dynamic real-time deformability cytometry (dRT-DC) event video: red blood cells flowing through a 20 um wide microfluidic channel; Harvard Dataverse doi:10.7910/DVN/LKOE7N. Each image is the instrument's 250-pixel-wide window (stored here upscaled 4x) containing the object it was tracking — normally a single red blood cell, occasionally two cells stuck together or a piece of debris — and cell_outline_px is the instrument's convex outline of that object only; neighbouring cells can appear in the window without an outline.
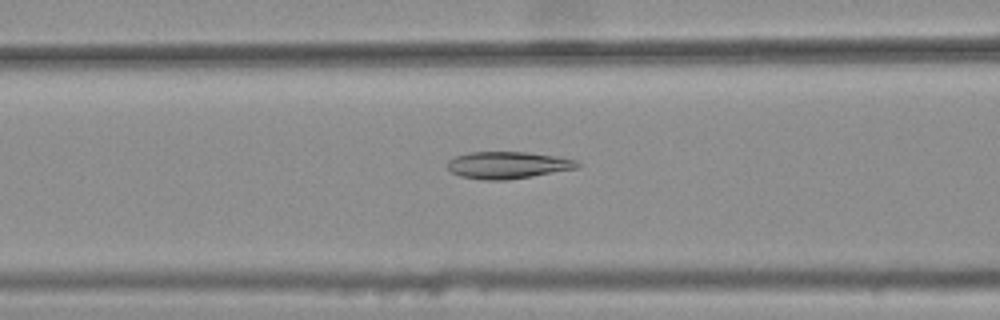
{"species": "common noctule bat (a hibernating species)", "species_latin": "Nyctalus noctula", "temperature_condition": "warm", "stored_images_in_passage": 39, "camera_frame_rate_fps": 3000, "um_per_image_px": 0.085, "animal": {"sex": "female", "body_mass_g": 25.1}, "frame": {"image": 1, "passage_image": 14, "time_ms": 4.333, "image_size_px": [1000, 320], "cell_outline_px": [[580, 168], [508, 180], [484, 180], [460, 176], [452, 172], [448, 168], [448, 160], [456, 156], [468, 152], [524, 152], [556, 156], [576, 160], [580, 164]], "centroid_in_image_um": [43.17, 14.03], "position_along_channel_um": 123.4, "area_um2": 20.46}}
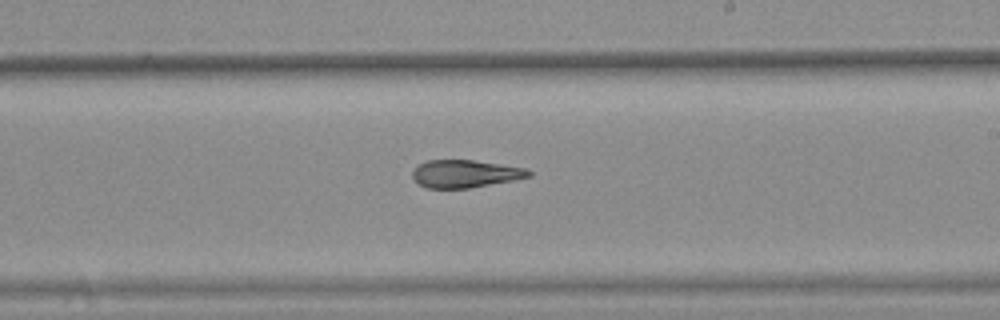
{"frame": {"image": 2, "passage_image": 24, "time_ms": 7.667, "image_size_px": [1000, 320], "cell_outline_px": [[532, 176], [516, 180], [468, 188], [428, 188], [420, 184], [412, 176], [412, 172], [420, 164], [428, 160], [472, 160], [528, 168], [532, 172]], "centroid_in_image_um": [39.61, 14.77], "position_along_channel_um": 249.4, "area_um2": 18.67}}
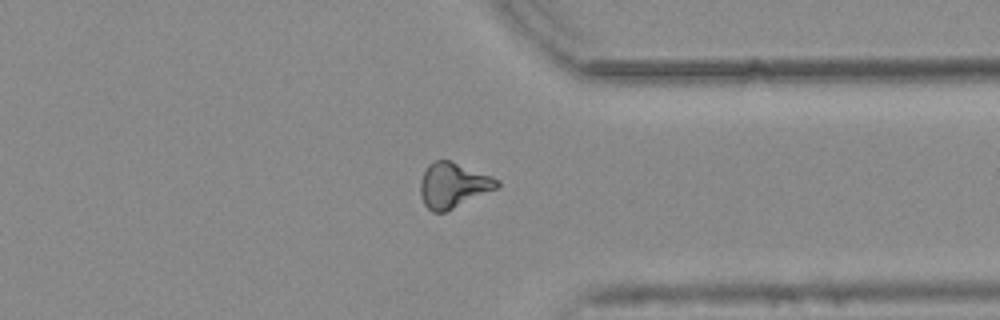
{"frame": {"image": 3, "passage_image": 34, "time_ms": 11.0, "image_size_px": [1000, 320], "cell_outline_px": [[500, 184], [496, 188], [444, 212], [432, 212], [424, 204], [420, 196], [420, 180], [428, 164], [436, 160], [448, 160], [492, 176], [500, 180]], "centroid_in_image_um": [38.48, 15.74], "position_along_channel_um": 372.9, "area_um2": 19.83}, "authors_computed_cell_mechanics": {"area_um2": 19.8254, "velocity_mm_per_s": 3.7933, "shape_relaxation_time_tau1_ms": null, "shape_relaxation_time_tau2_ms": 4.6811, "deformation_change_tau1": null, "deformation_change_tau2": 0.0923}}